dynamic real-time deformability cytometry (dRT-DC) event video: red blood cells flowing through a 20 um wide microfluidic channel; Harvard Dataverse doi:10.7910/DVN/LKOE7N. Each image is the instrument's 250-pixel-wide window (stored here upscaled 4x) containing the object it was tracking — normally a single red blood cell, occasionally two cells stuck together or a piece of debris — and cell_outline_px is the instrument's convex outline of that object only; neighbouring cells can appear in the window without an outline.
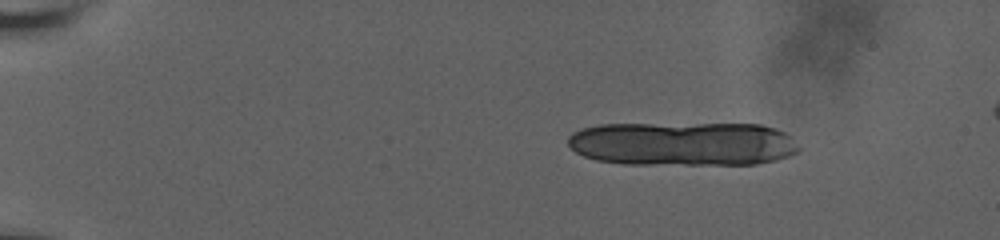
{"species": "human", "species_latin": "Homo sapiens", "temperature_condition": "room temperature", "stored_images_in_passage": 12, "camera_frame_rate_fps": 3000, "um_per_image_px": 0.085, "donor": {"sex": "male"}, "frame": {"image": 1, "passage_image": 1, "time_ms": 0.0, "image_size_px": [1000, 240], "cell_outline_px": [[800, 148], [796, 152], [788, 156], [776, 160], [756, 164], [624, 164], [596, 160], [584, 156], [576, 152], [568, 144], [568, 136], [572, 132], [580, 128], [600, 124], [760, 124], [776, 128], [784, 132]], "centroid_in_image_um": [58.0, 12.22], "position_along_channel_um": 27.0, "area_um2": 59.48}}